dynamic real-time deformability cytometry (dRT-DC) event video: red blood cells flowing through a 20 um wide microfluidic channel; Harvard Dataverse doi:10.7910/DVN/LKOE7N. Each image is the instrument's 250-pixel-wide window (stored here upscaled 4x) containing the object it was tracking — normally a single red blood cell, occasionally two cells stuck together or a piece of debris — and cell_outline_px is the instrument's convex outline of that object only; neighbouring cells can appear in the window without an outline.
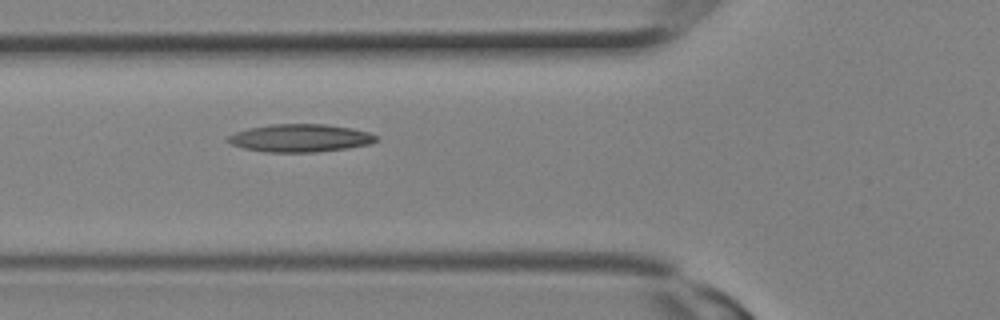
{"species": "Egyptian fruit bat (a non-hibernating species)", "species_latin": "Rousettus aegyptiacus", "temperature_condition": "room temperature", "stored_images_in_passage": 2, "camera_frame_rate_fps": 3000, "um_per_image_px": 0.085, "animal": {"sex": "female"}, "frame": {"image": 1, "passage_image": 2, "time_ms": 0.333, "image_size_px": [1000, 320], "cell_outline_px": [[380, 140], [372, 144], [348, 148], [316, 152], [264, 152], [244, 148], [232, 144], [224, 140], [228, 136], [236, 132], [248, 128], [268, 124], [324, 124], [352, 128], [368, 132], [376, 136]], "centroid_in_image_um": [25.52, 11.73], "position_along_channel_um": 100.3, "area_um2": 24.22}}